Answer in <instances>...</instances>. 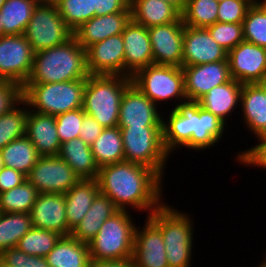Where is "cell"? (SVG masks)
<instances>
[{
  "label": "cell",
  "instance_id": "obj_7",
  "mask_svg": "<svg viewBox=\"0 0 266 267\" xmlns=\"http://www.w3.org/2000/svg\"><path fill=\"white\" fill-rule=\"evenodd\" d=\"M134 224L129 211L119 210L101 226L88 243L90 258L94 260H124L132 258Z\"/></svg>",
  "mask_w": 266,
  "mask_h": 267
},
{
  "label": "cell",
  "instance_id": "obj_17",
  "mask_svg": "<svg viewBox=\"0 0 266 267\" xmlns=\"http://www.w3.org/2000/svg\"><path fill=\"white\" fill-rule=\"evenodd\" d=\"M89 75L125 76L124 42L122 34L96 42L86 49Z\"/></svg>",
  "mask_w": 266,
  "mask_h": 267
},
{
  "label": "cell",
  "instance_id": "obj_54",
  "mask_svg": "<svg viewBox=\"0 0 266 267\" xmlns=\"http://www.w3.org/2000/svg\"><path fill=\"white\" fill-rule=\"evenodd\" d=\"M256 137H266V126Z\"/></svg>",
  "mask_w": 266,
  "mask_h": 267
},
{
  "label": "cell",
  "instance_id": "obj_39",
  "mask_svg": "<svg viewBox=\"0 0 266 267\" xmlns=\"http://www.w3.org/2000/svg\"><path fill=\"white\" fill-rule=\"evenodd\" d=\"M56 7L73 32L95 16L92 0H60Z\"/></svg>",
  "mask_w": 266,
  "mask_h": 267
},
{
  "label": "cell",
  "instance_id": "obj_6",
  "mask_svg": "<svg viewBox=\"0 0 266 267\" xmlns=\"http://www.w3.org/2000/svg\"><path fill=\"white\" fill-rule=\"evenodd\" d=\"M86 81L26 83L22 87V99L30 110L56 116L82 108Z\"/></svg>",
  "mask_w": 266,
  "mask_h": 267
},
{
  "label": "cell",
  "instance_id": "obj_11",
  "mask_svg": "<svg viewBox=\"0 0 266 267\" xmlns=\"http://www.w3.org/2000/svg\"><path fill=\"white\" fill-rule=\"evenodd\" d=\"M34 56L23 34L0 36V80L23 87L30 76Z\"/></svg>",
  "mask_w": 266,
  "mask_h": 267
},
{
  "label": "cell",
  "instance_id": "obj_28",
  "mask_svg": "<svg viewBox=\"0 0 266 267\" xmlns=\"http://www.w3.org/2000/svg\"><path fill=\"white\" fill-rule=\"evenodd\" d=\"M131 18L146 28L179 21L181 13L164 0H130Z\"/></svg>",
  "mask_w": 266,
  "mask_h": 267
},
{
  "label": "cell",
  "instance_id": "obj_26",
  "mask_svg": "<svg viewBox=\"0 0 266 267\" xmlns=\"http://www.w3.org/2000/svg\"><path fill=\"white\" fill-rule=\"evenodd\" d=\"M118 211L110 198L99 193L85 217L71 230L70 236L88 244L98 234L102 224Z\"/></svg>",
  "mask_w": 266,
  "mask_h": 267
},
{
  "label": "cell",
  "instance_id": "obj_37",
  "mask_svg": "<svg viewBox=\"0 0 266 267\" xmlns=\"http://www.w3.org/2000/svg\"><path fill=\"white\" fill-rule=\"evenodd\" d=\"M61 237L62 235L55 231L32 227L16 247L28 255L45 257Z\"/></svg>",
  "mask_w": 266,
  "mask_h": 267
},
{
  "label": "cell",
  "instance_id": "obj_35",
  "mask_svg": "<svg viewBox=\"0 0 266 267\" xmlns=\"http://www.w3.org/2000/svg\"><path fill=\"white\" fill-rule=\"evenodd\" d=\"M38 194L37 189L25 180L21 185L0 193V212L30 214Z\"/></svg>",
  "mask_w": 266,
  "mask_h": 267
},
{
  "label": "cell",
  "instance_id": "obj_14",
  "mask_svg": "<svg viewBox=\"0 0 266 267\" xmlns=\"http://www.w3.org/2000/svg\"><path fill=\"white\" fill-rule=\"evenodd\" d=\"M182 70L188 103H196L212 88L232 79L228 60L182 66Z\"/></svg>",
  "mask_w": 266,
  "mask_h": 267
},
{
  "label": "cell",
  "instance_id": "obj_58",
  "mask_svg": "<svg viewBox=\"0 0 266 267\" xmlns=\"http://www.w3.org/2000/svg\"><path fill=\"white\" fill-rule=\"evenodd\" d=\"M262 263H260V265L258 267H266V262L263 260L261 261Z\"/></svg>",
  "mask_w": 266,
  "mask_h": 267
},
{
  "label": "cell",
  "instance_id": "obj_10",
  "mask_svg": "<svg viewBox=\"0 0 266 267\" xmlns=\"http://www.w3.org/2000/svg\"><path fill=\"white\" fill-rule=\"evenodd\" d=\"M34 52L59 46L73 37L54 5H37L23 34Z\"/></svg>",
  "mask_w": 266,
  "mask_h": 267
},
{
  "label": "cell",
  "instance_id": "obj_25",
  "mask_svg": "<svg viewBox=\"0 0 266 267\" xmlns=\"http://www.w3.org/2000/svg\"><path fill=\"white\" fill-rule=\"evenodd\" d=\"M242 85L232 78L229 82L212 88L196 103L227 124V116L232 115L234 109L240 105L238 103H240Z\"/></svg>",
  "mask_w": 266,
  "mask_h": 267
},
{
  "label": "cell",
  "instance_id": "obj_34",
  "mask_svg": "<svg viewBox=\"0 0 266 267\" xmlns=\"http://www.w3.org/2000/svg\"><path fill=\"white\" fill-rule=\"evenodd\" d=\"M28 213L0 212V254L16 247L19 240L32 228Z\"/></svg>",
  "mask_w": 266,
  "mask_h": 267
},
{
  "label": "cell",
  "instance_id": "obj_43",
  "mask_svg": "<svg viewBox=\"0 0 266 267\" xmlns=\"http://www.w3.org/2000/svg\"><path fill=\"white\" fill-rule=\"evenodd\" d=\"M255 0H224L218 5L217 21L222 23H242L247 10Z\"/></svg>",
  "mask_w": 266,
  "mask_h": 267
},
{
  "label": "cell",
  "instance_id": "obj_38",
  "mask_svg": "<svg viewBox=\"0 0 266 267\" xmlns=\"http://www.w3.org/2000/svg\"><path fill=\"white\" fill-rule=\"evenodd\" d=\"M218 5L216 0H188L185 11L181 14L186 26L207 28L217 22Z\"/></svg>",
  "mask_w": 266,
  "mask_h": 267
},
{
  "label": "cell",
  "instance_id": "obj_47",
  "mask_svg": "<svg viewBox=\"0 0 266 267\" xmlns=\"http://www.w3.org/2000/svg\"><path fill=\"white\" fill-rule=\"evenodd\" d=\"M95 16H103L124 11L130 0H92Z\"/></svg>",
  "mask_w": 266,
  "mask_h": 267
},
{
  "label": "cell",
  "instance_id": "obj_50",
  "mask_svg": "<svg viewBox=\"0 0 266 267\" xmlns=\"http://www.w3.org/2000/svg\"><path fill=\"white\" fill-rule=\"evenodd\" d=\"M89 267H136L132 258L124 260H90Z\"/></svg>",
  "mask_w": 266,
  "mask_h": 267
},
{
  "label": "cell",
  "instance_id": "obj_18",
  "mask_svg": "<svg viewBox=\"0 0 266 267\" xmlns=\"http://www.w3.org/2000/svg\"><path fill=\"white\" fill-rule=\"evenodd\" d=\"M228 52L211 36L207 28L184 27L182 66L214 63L227 59Z\"/></svg>",
  "mask_w": 266,
  "mask_h": 267
},
{
  "label": "cell",
  "instance_id": "obj_33",
  "mask_svg": "<svg viewBox=\"0 0 266 267\" xmlns=\"http://www.w3.org/2000/svg\"><path fill=\"white\" fill-rule=\"evenodd\" d=\"M0 151L4 166L13 168L26 177L40 157L36 147L26 136L11 141Z\"/></svg>",
  "mask_w": 266,
  "mask_h": 267
},
{
  "label": "cell",
  "instance_id": "obj_15",
  "mask_svg": "<svg viewBox=\"0 0 266 267\" xmlns=\"http://www.w3.org/2000/svg\"><path fill=\"white\" fill-rule=\"evenodd\" d=\"M158 107L131 83L121 98L118 127L162 126Z\"/></svg>",
  "mask_w": 266,
  "mask_h": 267
},
{
  "label": "cell",
  "instance_id": "obj_55",
  "mask_svg": "<svg viewBox=\"0 0 266 267\" xmlns=\"http://www.w3.org/2000/svg\"><path fill=\"white\" fill-rule=\"evenodd\" d=\"M4 167V163H3V158H2V154L0 151V170Z\"/></svg>",
  "mask_w": 266,
  "mask_h": 267
},
{
  "label": "cell",
  "instance_id": "obj_41",
  "mask_svg": "<svg viewBox=\"0 0 266 267\" xmlns=\"http://www.w3.org/2000/svg\"><path fill=\"white\" fill-rule=\"evenodd\" d=\"M212 38L227 52L235 48L240 42L244 41L242 23H222L207 27Z\"/></svg>",
  "mask_w": 266,
  "mask_h": 267
},
{
  "label": "cell",
  "instance_id": "obj_2",
  "mask_svg": "<svg viewBox=\"0 0 266 267\" xmlns=\"http://www.w3.org/2000/svg\"><path fill=\"white\" fill-rule=\"evenodd\" d=\"M162 121L163 144L171 155L177 147L205 150L215 146L226 133V124L197 103L173 108L168 119ZM223 134V135H222Z\"/></svg>",
  "mask_w": 266,
  "mask_h": 267
},
{
  "label": "cell",
  "instance_id": "obj_29",
  "mask_svg": "<svg viewBox=\"0 0 266 267\" xmlns=\"http://www.w3.org/2000/svg\"><path fill=\"white\" fill-rule=\"evenodd\" d=\"M58 156L66 161L81 179H96L99 168L93 158L90 145L77 137L61 144Z\"/></svg>",
  "mask_w": 266,
  "mask_h": 267
},
{
  "label": "cell",
  "instance_id": "obj_56",
  "mask_svg": "<svg viewBox=\"0 0 266 267\" xmlns=\"http://www.w3.org/2000/svg\"><path fill=\"white\" fill-rule=\"evenodd\" d=\"M0 19H1V15H0ZM0 36H3V27L0 21Z\"/></svg>",
  "mask_w": 266,
  "mask_h": 267
},
{
  "label": "cell",
  "instance_id": "obj_44",
  "mask_svg": "<svg viewBox=\"0 0 266 267\" xmlns=\"http://www.w3.org/2000/svg\"><path fill=\"white\" fill-rule=\"evenodd\" d=\"M0 260L11 267H50L45 257L28 255L17 247L4 250Z\"/></svg>",
  "mask_w": 266,
  "mask_h": 267
},
{
  "label": "cell",
  "instance_id": "obj_57",
  "mask_svg": "<svg viewBox=\"0 0 266 267\" xmlns=\"http://www.w3.org/2000/svg\"><path fill=\"white\" fill-rule=\"evenodd\" d=\"M0 267H11V266H8L7 264L3 263V262L0 260Z\"/></svg>",
  "mask_w": 266,
  "mask_h": 267
},
{
  "label": "cell",
  "instance_id": "obj_49",
  "mask_svg": "<svg viewBox=\"0 0 266 267\" xmlns=\"http://www.w3.org/2000/svg\"><path fill=\"white\" fill-rule=\"evenodd\" d=\"M25 180L27 179L24 174L13 168L4 166L0 170V193L21 185Z\"/></svg>",
  "mask_w": 266,
  "mask_h": 267
},
{
  "label": "cell",
  "instance_id": "obj_21",
  "mask_svg": "<svg viewBox=\"0 0 266 267\" xmlns=\"http://www.w3.org/2000/svg\"><path fill=\"white\" fill-rule=\"evenodd\" d=\"M32 226L70 236L66 218L65 196L59 193L38 194L30 211Z\"/></svg>",
  "mask_w": 266,
  "mask_h": 267
},
{
  "label": "cell",
  "instance_id": "obj_12",
  "mask_svg": "<svg viewBox=\"0 0 266 267\" xmlns=\"http://www.w3.org/2000/svg\"><path fill=\"white\" fill-rule=\"evenodd\" d=\"M26 179L42 193L65 194L80 178L59 156L39 157Z\"/></svg>",
  "mask_w": 266,
  "mask_h": 267
},
{
  "label": "cell",
  "instance_id": "obj_27",
  "mask_svg": "<svg viewBox=\"0 0 266 267\" xmlns=\"http://www.w3.org/2000/svg\"><path fill=\"white\" fill-rule=\"evenodd\" d=\"M99 193L96 179H81L64 194L66 218L70 230L85 217Z\"/></svg>",
  "mask_w": 266,
  "mask_h": 267
},
{
  "label": "cell",
  "instance_id": "obj_16",
  "mask_svg": "<svg viewBox=\"0 0 266 267\" xmlns=\"http://www.w3.org/2000/svg\"><path fill=\"white\" fill-rule=\"evenodd\" d=\"M184 23L179 21L148 28L156 65L182 67Z\"/></svg>",
  "mask_w": 266,
  "mask_h": 267
},
{
  "label": "cell",
  "instance_id": "obj_45",
  "mask_svg": "<svg viewBox=\"0 0 266 267\" xmlns=\"http://www.w3.org/2000/svg\"><path fill=\"white\" fill-rule=\"evenodd\" d=\"M259 141L250 149L239 152L237 155V162L241 165H248L249 167L256 166L266 170V137H257Z\"/></svg>",
  "mask_w": 266,
  "mask_h": 267
},
{
  "label": "cell",
  "instance_id": "obj_30",
  "mask_svg": "<svg viewBox=\"0 0 266 267\" xmlns=\"http://www.w3.org/2000/svg\"><path fill=\"white\" fill-rule=\"evenodd\" d=\"M45 259L50 267H89L91 260L88 244L72 236H62Z\"/></svg>",
  "mask_w": 266,
  "mask_h": 267
},
{
  "label": "cell",
  "instance_id": "obj_59",
  "mask_svg": "<svg viewBox=\"0 0 266 267\" xmlns=\"http://www.w3.org/2000/svg\"><path fill=\"white\" fill-rule=\"evenodd\" d=\"M5 1H6V0H0V9H1V7L4 5Z\"/></svg>",
  "mask_w": 266,
  "mask_h": 267
},
{
  "label": "cell",
  "instance_id": "obj_13",
  "mask_svg": "<svg viewBox=\"0 0 266 267\" xmlns=\"http://www.w3.org/2000/svg\"><path fill=\"white\" fill-rule=\"evenodd\" d=\"M231 77L242 83H266V48L243 41L227 55Z\"/></svg>",
  "mask_w": 266,
  "mask_h": 267
},
{
  "label": "cell",
  "instance_id": "obj_20",
  "mask_svg": "<svg viewBox=\"0 0 266 267\" xmlns=\"http://www.w3.org/2000/svg\"><path fill=\"white\" fill-rule=\"evenodd\" d=\"M125 57V77L154 64L148 28L132 19L122 32Z\"/></svg>",
  "mask_w": 266,
  "mask_h": 267
},
{
  "label": "cell",
  "instance_id": "obj_36",
  "mask_svg": "<svg viewBox=\"0 0 266 267\" xmlns=\"http://www.w3.org/2000/svg\"><path fill=\"white\" fill-rule=\"evenodd\" d=\"M18 105H25L26 109ZM26 119L27 103L23 99L0 116V150L11 141L25 136Z\"/></svg>",
  "mask_w": 266,
  "mask_h": 267
},
{
  "label": "cell",
  "instance_id": "obj_22",
  "mask_svg": "<svg viewBox=\"0 0 266 267\" xmlns=\"http://www.w3.org/2000/svg\"><path fill=\"white\" fill-rule=\"evenodd\" d=\"M131 19V9L129 5L122 12L94 16L77 28L73 32V36L83 49L86 50L96 42L113 35L122 34Z\"/></svg>",
  "mask_w": 266,
  "mask_h": 267
},
{
  "label": "cell",
  "instance_id": "obj_46",
  "mask_svg": "<svg viewBox=\"0 0 266 267\" xmlns=\"http://www.w3.org/2000/svg\"><path fill=\"white\" fill-rule=\"evenodd\" d=\"M21 99V86L14 82L0 80V116L8 112Z\"/></svg>",
  "mask_w": 266,
  "mask_h": 267
},
{
  "label": "cell",
  "instance_id": "obj_40",
  "mask_svg": "<svg viewBox=\"0 0 266 267\" xmlns=\"http://www.w3.org/2000/svg\"><path fill=\"white\" fill-rule=\"evenodd\" d=\"M244 41L266 48V13L254 1L242 22Z\"/></svg>",
  "mask_w": 266,
  "mask_h": 267
},
{
  "label": "cell",
  "instance_id": "obj_8",
  "mask_svg": "<svg viewBox=\"0 0 266 267\" xmlns=\"http://www.w3.org/2000/svg\"><path fill=\"white\" fill-rule=\"evenodd\" d=\"M119 128L125 161L147 166L163 178L170 154L164 148L162 126Z\"/></svg>",
  "mask_w": 266,
  "mask_h": 267
},
{
  "label": "cell",
  "instance_id": "obj_23",
  "mask_svg": "<svg viewBox=\"0 0 266 267\" xmlns=\"http://www.w3.org/2000/svg\"><path fill=\"white\" fill-rule=\"evenodd\" d=\"M25 136L36 147L40 157L58 156L61 143L55 116L37 113L27 106Z\"/></svg>",
  "mask_w": 266,
  "mask_h": 267
},
{
  "label": "cell",
  "instance_id": "obj_4",
  "mask_svg": "<svg viewBox=\"0 0 266 267\" xmlns=\"http://www.w3.org/2000/svg\"><path fill=\"white\" fill-rule=\"evenodd\" d=\"M131 83V78L121 75H89L83 93V111L103 128L118 126L121 98Z\"/></svg>",
  "mask_w": 266,
  "mask_h": 267
},
{
  "label": "cell",
  "instance_id": "obj_3",
  "mask_svg": "<svg viewBox=\"0 0 266 267\" xmlns=\"http://www.w3.org/2000/svg\"><path fill=\"white\" fill-rule=\"evenodd\" d=\"M86 50L73 36L65 43L35 53L26 83H58L87 79Z\"/></svg>",
  "mask_w": 266,
  "mask_h": 267
},
{
  "label": "cell",
  "instance_id": "obj_9",
  "mask_svg": "<svg viewBox=\"0 0 266 267\" xmlns=\"http://www.w3.org/2000/svg\"><path fill=\"white\" fill-rule=\"evenodd\" d=\"M131 81L157 106L162 101L166 102L173 99H175V102L177 101L174 108L188 103L185 94L182 67L156 64L148 65L137 71L131 77Z\"/></svg>",
  "mask_w": 266,
  "mask_h": 267
},
{
  "label": "cell",
  "instance_id": "obj_32",
  "mask_svg": "<svg viewBox=\"0 0 266 267\" xmlns=\"http://www.w3.org/2000/svg\"><path fill=\"white\" fill-rule=\"evenodd\" d=\"M36 6L35 0H6L0 9L3 35L24 34Z\"/></svg>",
  "mask_w": 266,
  "mask_h": 267
},
{
  "label": "cell",
  "instance_id": "obj_1",
  "mask_svg": "<svg viewBox=\"0 0 266 267\" xmlns=\"http://www.w3.org/2000/svg\"><path fill=\"white\" fill-rule=\"evenodd\" d=\"M162 179L155 170L125 160L100 167L96 178L100 193L119 210L129 206L149 215L164 203Z\"/></svg>",
  "mask_w": 266,
  "mask_h": 267
},
{
  "label": "cell",
  "instance_id": "obj_42",
  "mask_svg": "<svg viewBox=\"0 0 266 267\" xmlns=\"http://www.w3.org/2000/svg\"><path fill=\"white\" fill-rule=\"evenodd\" d=\"M85 115L83 109L79 108L55 116L57 133L61 144L79 137Z\"/></svg>",
  "mask_w": 266,
  "mask_h": 267
},
{
  "label": "cell",
  "instance_id": "obj_31",
  "mask_svg": "<svg viewBox=\"0 0 266 267\" xmlns=\"http://www.w3.org/2000/svg\"><path fill=\"white\" fill-rule=\"evenodd\" d=\"M90 147L98 168L125 160L121 129L118 126L104 128Z\"/></svg>",
  "mask_w": 266,
  "mask_h": 267
},
{
  "label": "cell",
  "instance_id": "obj_24",
  "mask_svg": "<svg viewBox=\"0 0 266 267\" xmlns=\"http://www.w3.org/2000/svg\"><path fill=\"white\" fill-rule=\"evenodd\" d=\"M240 106L245 127L256 137L266 126V83L243 84Z\"/></svg>",
  "mask_w": 266,
  "mask_h": 267
},
{
  "label": "cell",
  "instance_id": "obj_52",
  "mask_svg": "<svg viewBox=\"0 0 266 267\" xmlns=\"http://www.w3.org/2000/svg\"><path fill=\"white\" fill-rule=\"evenodd\" d=\"M60 0H35L37 5H54L56 6Z\"/></svg>",
  "mask_w": 266,
  "mask_h": 267
},
{
  "label": "cell",
  "instance_id": "obj_19",
  "mask_svg": "<svg viewBox=\"0 0 266 267\" xmlns=\"http://www.w3.org/2000/svg\"><path fill=\"white\" fill-rule=\"evenodd\" d=\"M143 228L136 226L132 260L136 267H169L161 230L146 217ZM140 229V230H139Z\"/></svg>",
  "mask_w": 266,
  "mask_h": 267
},
{
  "label": "cell",
  "instance_id": "obj_51",
  "mask_svg": "<svg viewBox=\"0 0 266 267\" xmlns=\"http://www.w3.org/2000/svg\"><path fill=\"white\" fill-rule=\"evenodd\" d=\"M175 7L181 14L185 11L188 0H164Z\"/></svg>",
  "mask_w": 266,
  "mask_h": 267
},
{
  "label": "cell",
  "instance_id": "obj_5",
  "mask_svg": "<svg viewBox=\"0 0 266 267\" xmlns=\"http://www.w3.org/2000/svg\"><path fill=\"white\" fill-rule=\"evenodd\" d=\"M147 217L161 230L168 266L190 267L194 245L190 216L163 203Z\"/></svg>",
  "mask_w": 266,
  "mask_h": 267
},
{
  "label": "cell",
  "instance_id": "obj_48",
  "mask_svg": "<svg viewBox=\"0 0 266 267\" xmlns=\"http://www.w3.org/2000/svg\"><path fill=\"white\" fill-rule=\"evenodd\" d=\"M103 129L97 120L89 115H85L82 127L80 128L79 138L86 144L91 145L102 133Z\"/></svg>",
  "mask_w": 266,
  "mask_h": 267
},
{
  "label": "cell",
  "instance_id": "obj_53",
  "mask_svg": "<svg viewBox=\"0 0 266 267\" xmlns=\"http://www.w3.org/2000/svg\"><path fill=\"white\" fill-rule=\"evenodd\" d=\"M255 2L263 9L266 13V0H255Z\"/></svg>",
  "mask_w": 266,
  "mask_h": 267
}]
</instances>
